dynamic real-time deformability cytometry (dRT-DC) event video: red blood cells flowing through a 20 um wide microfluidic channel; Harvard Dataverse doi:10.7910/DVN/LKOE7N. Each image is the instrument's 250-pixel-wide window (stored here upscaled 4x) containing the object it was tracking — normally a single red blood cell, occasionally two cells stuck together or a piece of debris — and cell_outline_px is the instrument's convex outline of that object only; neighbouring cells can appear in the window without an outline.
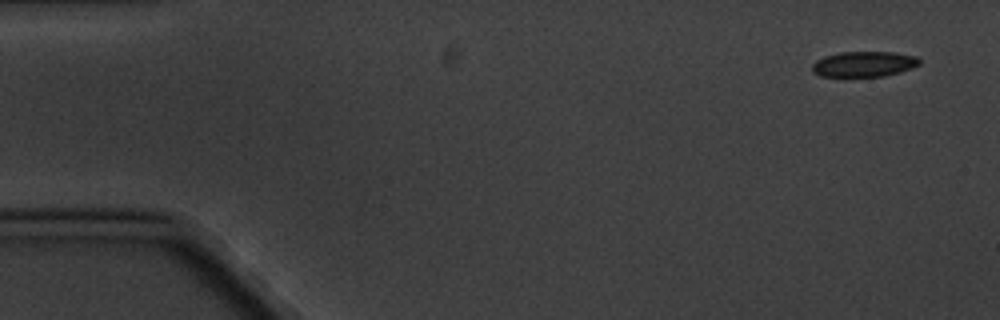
{"species": "common noctule bat (a hibernating species)", "species_latin": "Nyctalus noctula", "temperature_condition": "cold", "stored_images_in_passage": 6, "camera_frame_rate_fps": 3000, "um_per_image_px": 0.085, "animal": {"sex": "male", "body_mass_g": 20.1, "forearm_length_mm": 53.5}, "frame": {"image": 1, "passage_image": 1, "time_ms": 0.0, "image_size_px": [1000, 320], "cell_outline_px": [[920, 64], [912, 68], [900, 72], [884, 76], [820, 76], [812, 72], [812, 64], [816, 60], [824, 56], [840, 52], [896, 52], [916, 56], [920, 60]], "centroid_in_image_um": [73.44, 5.44], "position_along_channel_um": 11.6, "area_um2": 15.95}}